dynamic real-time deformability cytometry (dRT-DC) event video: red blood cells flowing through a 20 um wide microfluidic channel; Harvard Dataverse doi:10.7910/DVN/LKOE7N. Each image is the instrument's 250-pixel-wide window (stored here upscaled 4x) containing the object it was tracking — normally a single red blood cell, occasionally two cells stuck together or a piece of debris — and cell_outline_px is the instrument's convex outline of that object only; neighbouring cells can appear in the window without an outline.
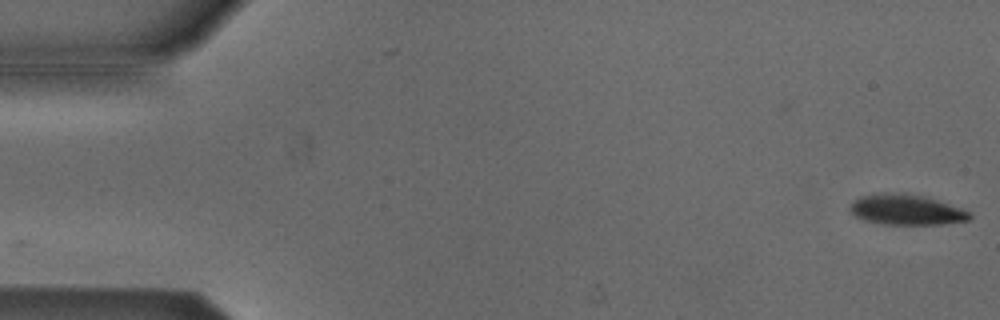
{"species": "Egyptian fruit bat (a non-hibernating species)", "species_latin": "Rousettus aegyptiacus", "temperature_condition": "cold", "stored_images_in_passage": 54, "camera_frame_rate_fps": 3000, "um_per_image_px": 0.085, "animal": {"sex": "male"}, "frame": {"image": 1, "passage_image": 1, "time_ms": 0.0, "image_size_px": [1000, 320], "cell_outline_px": [[972, 216], [968, 220], [944, 224], [884, 224], [864, 220], [856, 216], [848, 208], [852, 200], [860, 196], [884, 192], [904, 192], [924, 196], [964, 208]], "centroid_in_image_um": [77.02, 17.8], "position_along_channel_um": 8.0, "area_um2": 21.44}}
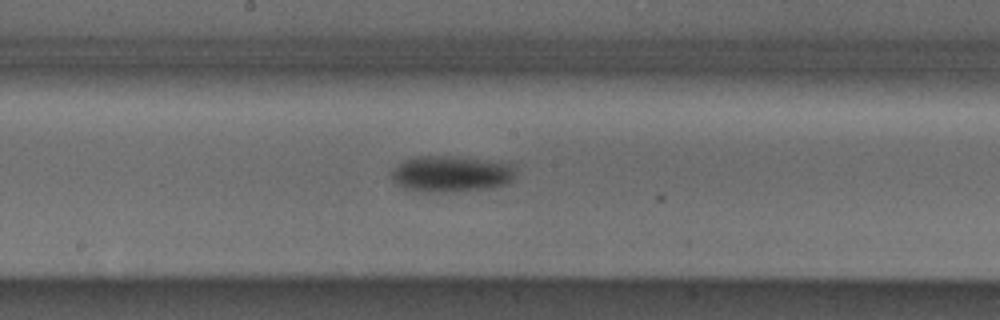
{"frame": {"image": 2, "passage_image": 28, "time_ms": 9.0, "image_size_px": [1000, 320], "cell_outline_px": [[516, 168], [512, 180], [508, 184], [492, 188], [452, 192], [416, 192], [400, 188], [392, 180], [392, 168], [404, 160], [416, 156], [448, 156], [516, 164]], "centroid_in_image_um": [38.32, 14.8], "position_along_channel_um": 209.9, "area_um2": 26.65}}
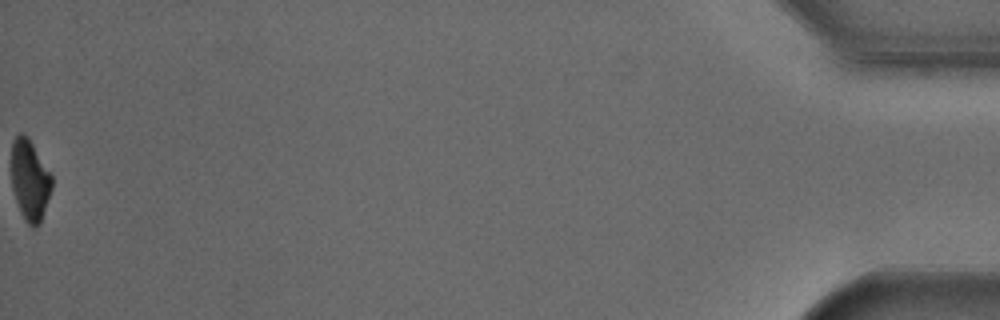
{"frame": {"image": 3, "passage_image": 54, "time_ms": 17.667, "image_size_px": [1000, 320], "cell_outline_px": [[52, 188], [40, 224], [36, 228], [32, 228], [24, 220], [20, 212], [12, 188], [12, 140], [20, 132], [24, 132], [28, 136], [52, 176]], "centroid_in_image_um": [2.54, 15.32], "position_along_channel_um": 432.7, "area_um2": 19.13}, "authors_computed_cell_mechanics": {"area_um2": 23.409, "velocity_mm_per_s": 3.8081, "shape_relaxation_time_tau1_ms": 2.4237, "shape_relaxation_time_tau2_ms": null, "deformation_change_tau1": 0.078, "deformation_change_tau2": null}}